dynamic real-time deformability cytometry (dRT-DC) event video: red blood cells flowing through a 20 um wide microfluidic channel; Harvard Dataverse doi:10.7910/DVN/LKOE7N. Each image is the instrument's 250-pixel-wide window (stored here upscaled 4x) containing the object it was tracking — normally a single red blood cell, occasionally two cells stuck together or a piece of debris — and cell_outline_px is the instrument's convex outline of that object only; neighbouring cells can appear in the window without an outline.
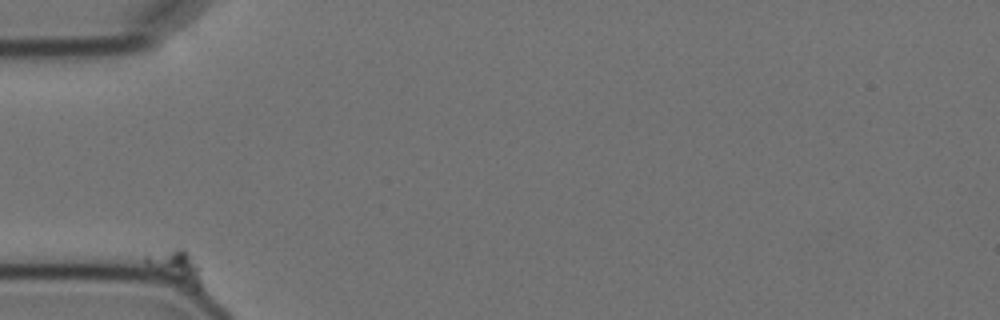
{"species": "Egyptian fruit bat (a non-hibernating species)", "species_latin": "Rousettus aegyptiacus", "temperature_condition": "cold", "stored_images_in_passage": 15, "camera_frame_rate_fps": 3000, "um_per_image_px": 0.085, "animal": {"sex": "female"}, "frame": {"image": 1, "passage_image": 1, "time_ms": 0.0, "image_size_px": [1000, 320], "cell_outline_px": [[200, 288], [192, 288], [144, 264], [144, 256], [176, 248], [184, 248], [188, 252], [200, 268]], "centroid_in_image_um": [14.97, 22.62], "position_along_channel_um": 70.0, "area_um2": 10.0}}
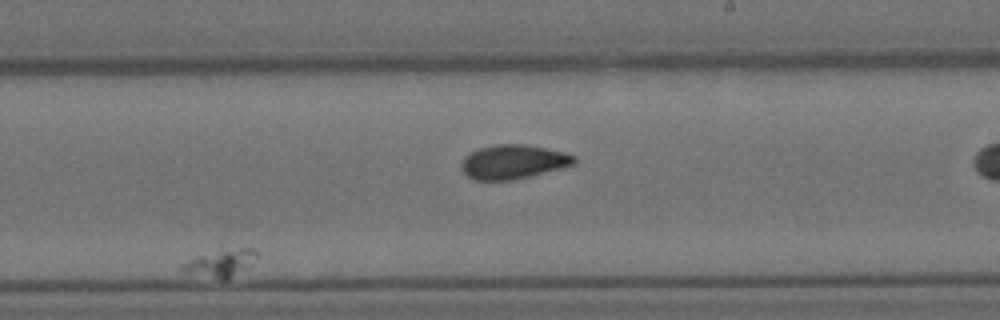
{"frame": {"image": 2, "passage_image": 12, "time_ms": 13.667, "image_size_px": [1000, 320], "cell_outline_px": [[256, 256], [228, 280], [220, 280], [184, 272], [180, 268], [180, 264], [196, 256], [220, 248], [256, 248]], "centroid_in_image_um": [18.65, 22.34], "position_along_channel_um": 270.4, "area_um2": 11.73}}
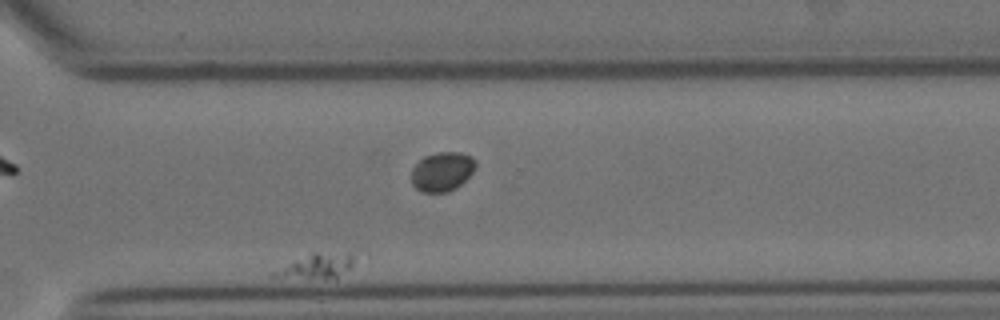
{"frame": {"image": 3, "passage_image": 15, "time_ms": 17.333, "image_size_px": [1000, 320], "cell_outline_px": [[368, 256], [336, 280], [324, 280], [272, 276], [272, 272], [312, 252], [364, 252]], "centroid_in_image_um": [27.31, 22.58], "position_along_channel_um": 343.3, "area_um2": 12.95}}